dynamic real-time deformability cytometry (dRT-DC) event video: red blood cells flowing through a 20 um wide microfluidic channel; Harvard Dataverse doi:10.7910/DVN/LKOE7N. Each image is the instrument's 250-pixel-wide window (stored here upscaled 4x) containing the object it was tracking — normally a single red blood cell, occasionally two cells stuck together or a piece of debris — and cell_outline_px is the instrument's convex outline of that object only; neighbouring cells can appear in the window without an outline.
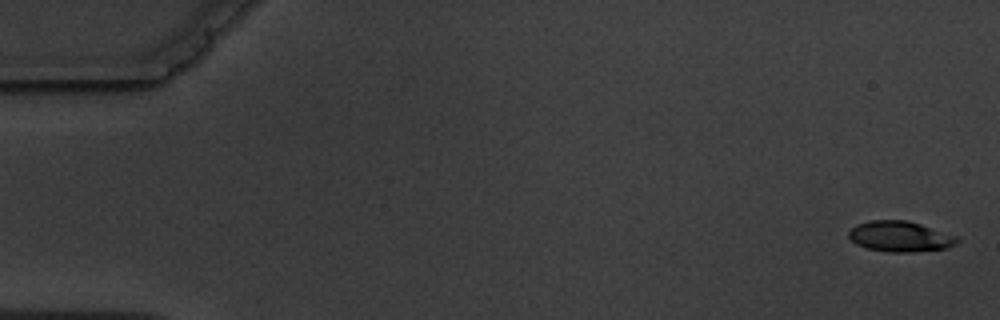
{"species": "common noctule bat (a hibernating species)", "species_latin": "Nyctalus noctula", "temperature_condition": "warm", "stored_images_in_passage": 8, "camera_frame_rate_fps": 3000, "um_per_image_px": 0.085, "animal": {"sex": "male", "body_mass_g": 19.5, "forearm_length_mm": 54.6}, "frame": {"image": 1, "passage_image": 1, "time_ms": 0.0, "image_size_px": [1000, 320], "cell_outline_px": [[960, 240], [956, 244], [948, 248], [912, 252], [892, 252], [868, 248], [856, 244], [848, 236], [848, 232], [856, 224], [872, 220], [908, 220], [956, 236]], "centroid_in_image_um": [76.51, 20.1], "position_along_channel_um": 8.5, "area_um2": 19.19}}
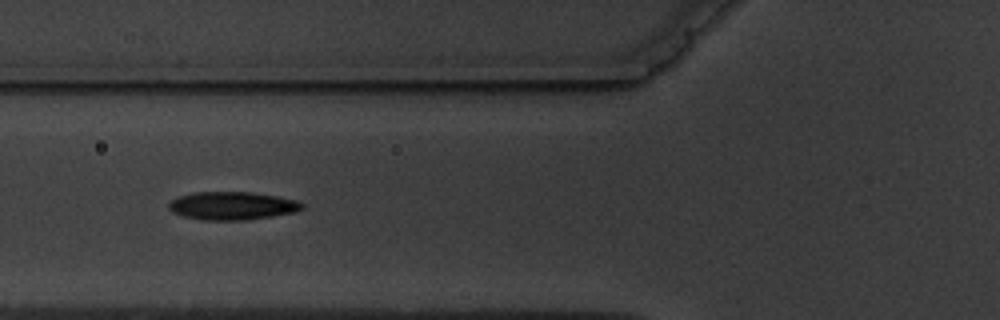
{"frame": {"image": 2, "passage_image": 7, "time_ms": 6.667, "image_size_px": [1000, 320], "cell_outline_px": [[304, 208], [296, 212], [272, 216], [244, 220], [200, 220], [184, 216], [172, 212], [168, 208], [168, 204], [172, 200], [180, 196], [192, 192], [252, 192], [276, 196], [296, 200], [304, 204]], "centroid_in_image_um": [19.74, 17.49], "position_along_channel_um": 106.1, "area_um2": 21.85}}
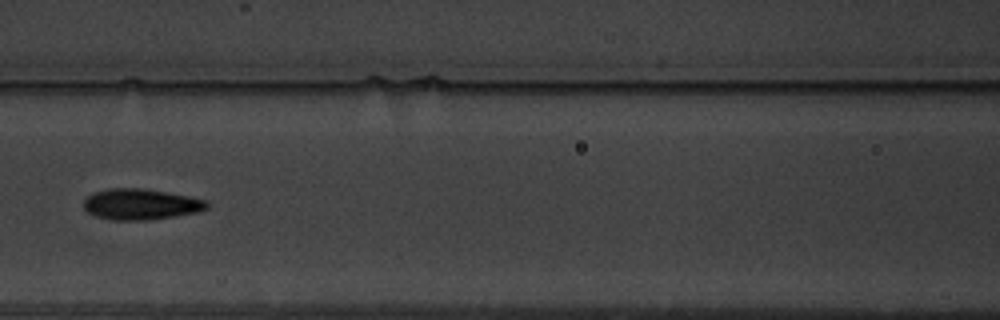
{"frame": {"image": 3, "passage_image": 8, "time_ms": 8.0, "image_size_px": [1000, 320], "cell_outline_px": [[208, 208], [196, 212], [148, 220], [112, 220], [96, 216], [88, 212], [84, 208], [84, 200], [92, 192], [108, 188], [144, 188], [188, 196], [208, 200]], "centroid_in_image_um": [11.94, 17.35], "position_along_channel_um": 154.7, "area_um2": 22.14}}